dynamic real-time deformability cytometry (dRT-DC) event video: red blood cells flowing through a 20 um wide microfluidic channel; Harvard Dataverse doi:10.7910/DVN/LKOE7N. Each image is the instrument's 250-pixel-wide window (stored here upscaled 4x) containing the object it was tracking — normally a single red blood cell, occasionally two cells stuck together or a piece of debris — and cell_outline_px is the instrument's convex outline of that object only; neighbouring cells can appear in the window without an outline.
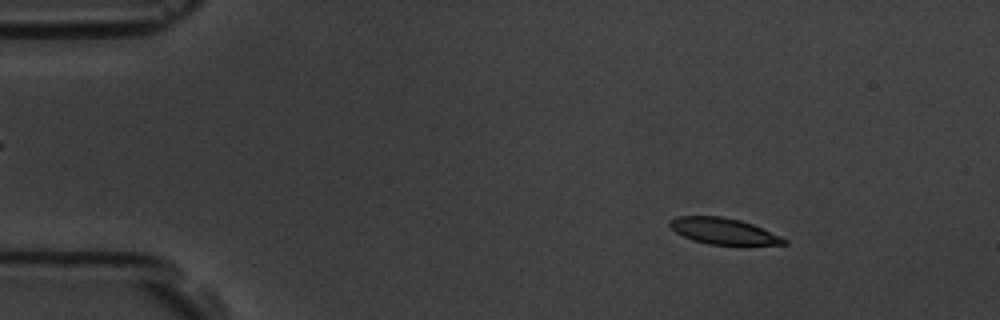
{"species": "common noctule bat (a hibernating species)", "species_latin": "Nyctalus noctula", "temperature_condition": "room temperature", "stored_images_in_passage": 7, "camera_frame_rate_fps": 3000, "um_per_image_px": 0.085, "animal": {"sex": "male", "body_mass_g": 19.5, "forearm_length_mm": 54.6}, "frame": {"image": 1, "passage_image": 2, "time_ms": 1.333, "image_size_px": [1000, 320], "cell_outline_px": [[788, 244], [708, 244], [692, 240], [676, 232], [668, 224], [668, 220], [676, 216], [720, 216], [740, 220], [752, 224], [780, 236], [788, 240]], "centroid_in_image_um": [61.44, 19.63], "position_along_channel_um": 23.6, "area_um2": 17.17}}
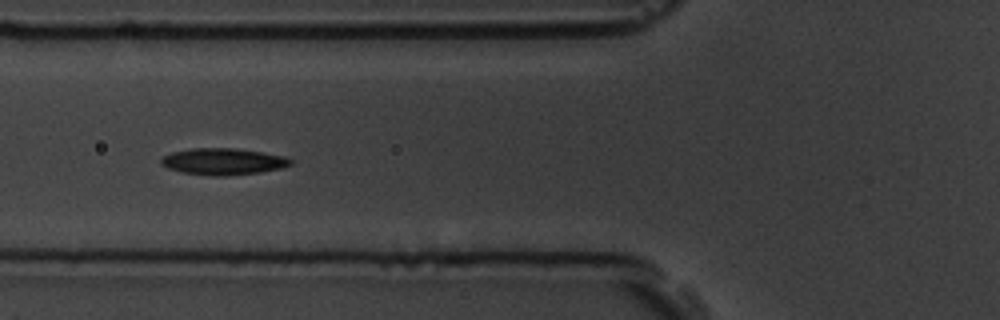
{"frame": {"image": 2, "passage_image": 6, "time_ms": 5.667, "image_size_px": [1000, 320], "cell_outline_px": [[292, 164], [280, 168], [260, 172], [224, 176], [212, 176], [184, 172], [168, 168], [160, 164], [160, 160], [164, 156], [172, 152], [192, 148], [232, 148], [260, 152], [284, 156], [292, 160]], "centroid_in_image_um": [18.95, 13.73], "position_along_channel_um": 106.9, "area_um2": 19.83}}
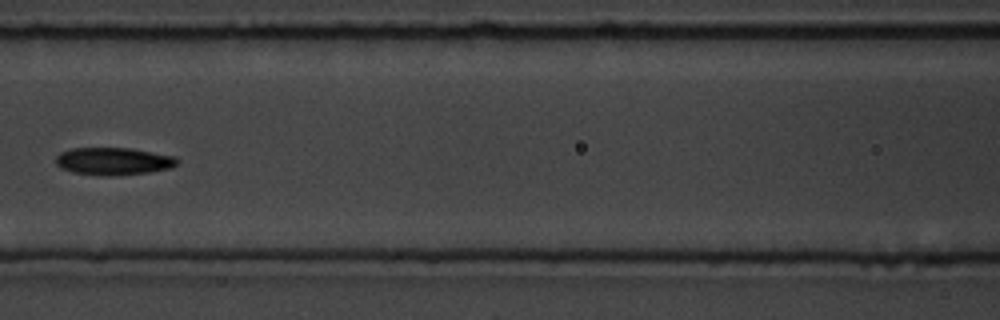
{"frame": {"image": 3, "passage_image": 7, "time_ms": 7.0, "image_size_px": [1000, 320], "cell_outline_px": [[180, 164], [172, 168], [148, 172], [112, 176], [108, 176], [72, 172], [60, 168], [56, 164], [56, 156], [60, 152], [72, 148], [132, 148], [176, 156], [180, 160]], "centroid_in_image_um": [9.69, 13.7], "position_along_channel_um": 156.9, "area_um2": 19.71}}